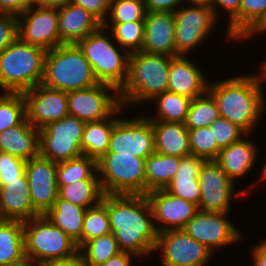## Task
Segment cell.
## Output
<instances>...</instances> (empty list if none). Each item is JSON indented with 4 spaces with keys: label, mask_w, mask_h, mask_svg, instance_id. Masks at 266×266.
<instances>
[{
    "label": "cell",
    "mask_w": 266,
    "mask_h": 266,
    "mask_svg": "<svg viewBox=\"0 0 266 266\" xmlns=\"http://www.w3.org/2000/svg\"><path fill=\"white\" fill-rule=\"evenodd\" d=\"M107 211L121 252L143 255L155 251L158 231L148 218L153 214L146 195L107 194Z\"/></svg>",
    "instance_id": "1"
},
{
    "label": "cell",
    "mask_w": 266,
    "mask_h": 266,
    "mask_svg": "<svg viewBox=\"0 0 266 266\" xmlns=\"http://www.w3.org/2000/svg\"><path fill=\"white\" fill-rule=\"evenodd\" d=\"M262 80L260 75H248L208 85V92L215 99L220 116L245 134L254 127L264 109Z\"/></svg>",
    "instance_id": "2"
},
{
    "label": "cell",
    "mask_w": 266,
    "mask_h": 266,
    "mask_svg": "<svg viewBox=\"0 0 266 266\" xmlns=\"http://www.w3.org/2000/svg\"><path fill=\"white\" fill-rule=\"evenodd\" d=\"M47 51L17 38L0 53V87L24 93L42 83Z\"/></svg>",
    "instance_id": "3"
},
{
    "label": "cell",
    "mask_w": 266,
    "mask_h": 266,
    "mask_svg": "<svg viewBox=\"0 0 266 266\" xmlns=\"http://www.w3.org/2000/svg\"><path fill=\"white\" fill-rule=\"evenodd\" d=\"M172 58L143 51L130 53L128 78L119 91L121 105L150 100L166 92Z\"/></svg>",
    "instance_id": "4"
},
{
    "label": "cell",
    "mask_w": 266,
    "mask_h": 266,
    "mask_svg": "<svg viewBox=\"0 0 266 266\" xmlns=\"http://www.w3.org/2000/svg\"><path fill=\"white\" fill-rule=\"evenodd\" d=\"M42 84L70 92L98 84L91 65L76 44H62L47 51Z\"/></svg>",
    "instance_id": "5"
},
{
    "label": "cell",
    "mask_w": 266,
    "mask_h": 266,
    "mask_svg": "<svg viewBox=\"0 0 266 266\" xmlns=\"http://www.w3.org/2000/svg\"><path fill=\"white\" fill-rule=\"evenodd\" d=\"M26 260L40 264L67 259L79 253L77 243L50 222L45 215L23 222Z\"/></svg>",
    "instance_id": "6"
},
{
    "label": "cell",
    "mask_w": 266,
    "mask_h": 266,
    "mask_svg": "<svg viewBox=\"0 0 266 266\" xmlns=\"http://www.w3.org/2000/svg\"><path fill=\"white\" fill-rule=\"evenodd\" d=\"M102 26L90 33L76 45L91 65L98 83L122 89L128 78L129 53L120 54L102 33Z\"/></svg>",
    "instance_id": "7"
},
{
    "label": "cell",
    "mask_w": 266,
    "mask_h": 266,
    "mask_svg": "<svg viewBox=\"0 0 266 266\" xmlns=\"http://www.w3.org/2000/svg\"><path fill=\"white\" fill-rule=\"evenodd\" d=\"M146 159L133 155L107 152L97 161L103 176L100 185L104 194L145 195Z\"/></svg>",
    "instance_id": "8"
},
{
    "label": "cell",
    "mask_w": 266,
    "mask_h": 266,
    "mask_svg": "<svg viewBox=\"0 0 266 266\" xmlns=\"http://www.w3.org/2000/svg\"><path fill=\"white\" fill-rule=\"evenodd\" d=\"M85 125L71 115L46 125L39 130V155L56 163L81 156Z\"/></svg>",
    "instance_id": "9"
},
{
    "label": "cell",
    "mask_w": 266,
    "mask_h": 266,
    "mask_svg": "<svg viewBox=\"0 0 266 266\" xmlns=\"http://www.w3.org/2000/svg\"><path fill=\"white\" fill-rule=\"evenodd\" d=\"M109 90L119 94L115 87L104 83L67 92L69 115L85 123L110 117L121 106V102L119 96L112 97Z\"/></svg>",
    "instance_id": "10"
},
{
    "label": "cell",
    "mask_w": 266,
    "mask_h": 266,
    "mask_svg": "<svg viewBox=\"0 0 266 266\" xmlns=\"http://www.w3.org/2000/svg\"><path fill=\"white\" fill-rule=\"evenodd\" d=\"M107 152H116L147 159L155 152L152 121L147 117L118 120L110 137Z\"/></svg>",
    "instance_id": "11"
},
{
    "label": "cell",
    "mask_w": 266,
    "mask_h": 266,
    "mask_svg": "<svg viewBox=\"0 0 266 266\" xmlns=\"http://www.w3.org/2000/svg\"><path fill=\"white\" fill-rule=\"evenodd\" d=\"M158 249L163 251V266H205L212 253L183 229L158 233L154 250Z\"/></svg>",
    "instance_id": "12"
},
{
    "label": "cell",
    "mask_w": 266,
    "mask_h": 266,
    "mask_svg": "<svg viewBox=\"0 0 266 266\" xmlns=\"http://www.w3.org/2000/svg\"><path fill=\"white\" fill-rule=\"evenodd\" d=\"M18 17V38L22 42L46 51L62 45L58 32V9L32 6Z\"/></svg>",
    "instance_id": "13"
},
{
    "label": "cell",
    "mask_w": 266,
    "mask_h": 266,
    "mask_svg": "<svg viewBox=\"0 0 266 266\" xmlns=\"http://www.w3.org/2000/svg\"><path fill=\"white\" fill-rule=\"evenodd\" d=\"M23 95L27 120L39 130L69 115L67 92L40 83Z\"/></svg>",
    "instance_id": "14"
},
{
    "label": "cell",
    "mask_w": 266,
    "mask_h": 266,
    "mask_svg": "<svg viewBox=\"0 0 266 266\" xmlns=\"http://www.w3.org/2000/svg\"><path fill=\"white\" fill-rule=\"evenodd\" d=\"M174 19L176 53L183 55L204 40L212 30L216 16L211 7L195 5L178 9Z\"/></svg>",
    "instance_id": "15"
},
{
    "label": "cell",
    "mask_w": 266,
    "mask_h": 266,
    "mask_svg": "<svg viewBox=\"0 0 266 266\" xmlns=\"http://www.w3.org/2000/svg\"><path fill=\"white\" fill-rule=\"evenodd\" d=\"M200 211L228 213L234 189V182L214 160L205 161L199 175Z\"/></svg>",
    "instance_id": "16"
},
{
    "label": "cell",
    "mask_w": 266,
    "mask_h": 266,
    "mask_svg": "<svg viewBox=\"0 0 266 266\" xmlns=\"http://www.w3.org/2000/svg\"><path fill=\"white\" fill-rule=\"evenodd\" d=\"M226 214L199 210L183 230L212 252L216 247L229 245L242 238L239 230L224 218Z\"/></svg>",
    "instance_id": "17"
},
{
    "label": "cell",
    "mask_w": 266,
    "mask_h": 266,
    "mask_svg": "<svg viewBox=\"0 0 266 266\" xmlns=\"http://www.w3.org/2000/svg\"><path fill=\"white\" fill-rule=\"evenodd\" d=\"M57 163L40 155L26 161L25 174L34 209L44 215L58 197L56 177Z\"/></svg>",
    "instance_id": "18"
},
{
    "label": "cell",
    "mask_w": 266,
    "mask_h": 266,
    "mask_svg": "<svg viewBox=\"0 0 266 266\" xmlns=\"http://www.w3.org/2000/svg\"><path fill=\"white\" fill-rule=\"evenodd\" d=\"M158 233L172 229H183L199 211L198 205L168 193L165 189L152 190L146 193ZM170 226H166L165 224Z\"/></svg>",
    "instance_id": "19"
},
{
    "label": "cell",
    "mask_w": 266,
    "mask_h": 266,
    "mask_svg": "<svg viewBox=\"0 0 266 266\" xmlns=\"http://www.w3.org/2000/svg\"><path fill=\"white\" fill-rule=\"evenodd\" d=\"M141 51L176 57L175 19L170 12H147L144 19V41Z\"/></svg>",
    "instance_id": "20"
},
{
    "label": "cell",
    "mask_w": 266,
    "mask_h": 266,
    "mask_svg": "<svg viewBox=\"0 0 266 266\" xmlns=\"http://www.w3.org/2000/svg\"><path fill=\"white\" fill-rule=\"evenodd\" d=\"M0 215L3 220L28 221L40 214L31 200L29 181L24 173L16 180L0 186Z\"/></svg>",
    "instance_id": "21"
},
{
    "label": "cell",
    "mask_w": 266,
    "mask_h": 266,
    "mask_svg": "<svg viewBox=\"0 0 266 266\" xmlns=\"http://www.w3.org/2000/svg\"><path fill=\"white\" fill-rule=\"evenodd\" d=\"M101 26L94 15L71 2L58 9V32L62 44H77Z\"/></svg>",
    "instance_id": "22"
},
{
    "label": "cell",
    "mask_w": 266,
    "mask_h": 266,
    "mask_svg": "<svg viewBox=\"0 0 266 266\" xmlns=\"http://www.w3.org/2000/svg\"><path fill=\"white\" fill-rule=\"evenodd\" d=\"M184 56L171 59L167 91L193 99L205 94L209 84L201 70Z\"/></svg>",
    "instance_id": "23"
},
{
    "label": "cell",
    "mask_w": 266,
    "mask_h": 266,
    "mask_svg": "<svg viewBox=\"0 0 266 266\" xmlns=\"http://www.w3.org/2000/svg\"><path fill=\"white\" fill-rule=\"evenodd\" d=\"M0 152L24 161L39 156V129L26 118L21 124L0 132Z\"/></svg>",
    "instance_id": "24"
},
{
    "label": "cell",
    "mask_w": 266,
    "mask_h": 266,
    "mask_svg": "<svg viewBox=\"0 0 266 266\" xmlns=\"http://www.w3.org/2000/svg\"><path fill=\"white\" fill-rule=\"evenodd\" d=\"M206 160L195 155L181 157L179 168L165 190L182 199L199 204L200 183L198 175Z\"/></svg>",
    "instance_id": "25"
},
{
    "label": "cell",
    "mask_w": 266,
    "mask_h": 266,
    "mask_svg": "<svg viewBox=\"0 0 266 266\" xmlns=\"http://www.w3.org/2000/svg\"><path fill=\"white\" fill-rule=\"evenodd\" d=\"M152 126L156 153L179 157L191 155L189 131L184 123L152 121Z\"/></svg>",
    "instance_id": "26"
},
{
    "label": "cell",
    "mask_w": 266,
    "mask_h": 266,
    "mask_svg": "<svg viewBox=\"0 0 266 266\" xmlns=\"http://www.w3.org/2000/svg\"><path fill=\"white\" fill-rule=\"evenodd\" d=\"M256 146L248 140H239L220 149L214 160L224 173L234 182L235 178L245 175L256 162Z\"/></svg>",
    "instance_id": "27"
},
{
    "label": "cell",
    "mask_w": 266,
    "mask_h": 266,
    "mask_svg": "<svg viewBox=\"0 0 266 266\" xmlns=\"http://www.w3.org/2000/svg\"><path fill=\"white\" fill-rule=\"evenodd\" d=\"M85 212L86 208L57 197L54 205L44 215L80 248Z\"/></svg>",
    "instance_id": "28"
},
{
    "label": "cell",
    "mask_w": 266,
    "mask_h": 266,
    "mask_svg": "<svg viewBox=\"0 0 266 266\" xmlns=\"http://www.w3.org/2000/svg\"><path fill=\"white\" fill-rule=\"evenodd\" d=\"M25 260L23 222L2 220L0 223V266H12Z\"/></svg>",
    "instance_id": "29"
},
{
    "label": "cell",
    "mask_w": 266,
    "mask_h": 266,
    "mask_svg": "<svg viewBox=\"0 0 266 266\" xmlns=\"http://www.w3.org/2000/svg\"><path fill=\"white\" fill-rule=\"evenodd\" d=\"M121 107L106 119L86 123L81 142L83 155L99 161L107 153L113 126L119 120L112 117L121 111Z\"/></svg>",
    "instance_id": "30"
},
{
    "label": "cell",
    "mask_w": 266,
    "mask_h": 266,
    "mask_svg": "<svg viewBox=\"0 0 266 266\" xmlns=\"http://www.w3.org/2000/svg\"><path fill=\"white\" fill-rule=\"evenodd\" d=\"M181 157L152 153L145 165V195L152 190L165 189L173 180Z\"/></svg>",
    "instance_id": "31"
},
{
    "label": "cell",
    "mask_w": 266,
    "mask_h": 266,
    "mask_svg": "<svg viewBox=\"0 0 266 266\" xmlns=\"http://www.w3.org/2000/svg\"><path fill=\"white\" fill-rule=\"evenodd\" d=\"M103 195L99 179H83L68 185L58 186L59 198L86 209L98 205L102 201Z\"/></svg>",
    "instance_id": "32"
},
{
    "label": "cell",
    "mask_w": 266,
    "mask_h": 266,
    "mask_svg": "<svg viewBox=\"0 0 266 266\" xmlns=\"http://www.w3.org/2000/svg\"><path fill=\"white\" fill-rule=\"evenodd\" d=\"M120 252L112 232L93 238L79 248V254L85 266H100Z\"/></svg>",
    "instance_id": "33"
},
{
    "label": "cell",
    "mask_w": 266,
    "mask_h": 266,
    "mask_svg": "<svg viewBox=\"0 0 266 266\" xmlns=\"http://www.w3.org/2000/svg\"><path fill=\"white\" fill-rule=\"evenodd\" d=\"M97 161L86 155H81L67 161L57 163V186L68 185L83 179H98L94 173Z\"/></svg>",
    "instance_id": "34"
},
{
    "label": "cell",
    "mask_w": 266,
    "mask_h": 266,
    "mask_svg": "<svg viewBox=\"0 0 266 266\" xmlns=\"http://www.w3.org/2000/svg\"><path fill=\"white\" fill-rule=\"evenodd\" d=\"M153 99L158 100L157 117L151 121L185 123L191 98L172 93L169 91L156 95Z\"/></svg>",
    "instance_id": "35"
},
{
    "label": "cell",
    "mask_w": 266,
    "mask_h": 266,
    "mask_svg": "<svg viewBox=\"0 0 266 266\" xmlns=\"http://www.w3.org/2000/svg\"><path fill=\"white\" fill-rule=\"evenodd\" d=\"M219 117L220 114L217 103L213 96L207 91L202 96L191 99L184 124L188 130L207 127Z\"/></svg>",
    "instance_id": "36"
},
{
    "label": "cell",
    "mask_w": 266,
    "mask_h": 266,
    "mask_svg": "<svg viewBox=\"0 0 266 266\" xmlns=\"http://www.w3.org/2000/svg\"><path fill=\"white\" fill-rule=\"evenodd\" d=\"M111 231L107 211V194H104L102 201L98 205L86 209L83 220L82 245L93 238L106 235Z\"/></svg>",
    "instance_id": "37"
},
{
    "label": "cell",
    "mask_w": 266,
    "mask_h": 266,
    "mask_svg": "<svg viewBox=\"0 0 266 266\" xmlns=\"http://www.w3.org/2000/svg\"><path fill=\"white\" fill-rule=\"evenodd\" d=\"M26 118L23 93H4L0 96V132L21 124Z\"/></svg>",
    "instance_id": "38"
},
{
    "label": "cell",
    "mask_w": 266,
    "mask_h": 266,
    "mask_svg": "<svg viewBox=\"0 0 266 266\" xmlns=\"http://www.w3.org/2000/svg\"><path fill=\"white\" fill-rule=\"evenodd\" d=\"M266 11V0H241L240 13L229 22L228 36L240 38Z\"/></svg>",
    "instance_id": "39"
},
{
    "label": "cell",
    "mask_w": 266,
    "mask_h": 266,
    "mask_svg": "<svg viewBox=\"0 0 266 266\" xmlns=\"http://www.w3.org/2000/svg\"><path fill=\"white\" fill-rule=\"evenodd\" d=\"M111 32L119 46L125 49V53L141 51L144 41V21L112 23Z\"/></svg>",
    "instance_id": "40"
},
{
    "label": "cell",
    "mask_w": 266,
    "mask_h": 266,
    "mask_svg": "<svg viewBox=\"0 0 266 266\" xmlns=\"http://www.w3.org/2000/svg\"><path fill=\"white\" fill-rule=\"evenodd\" d=\"M188 131L191 155L204 158L206 161L215 160L220 148L216 144L210 127H200Z\"/></svg>",
    "instance_id": "41"
},
{
    "label": "cell",
    "mask_w": 266,
    "mask_h": 266,
    "mask_svg": "<svg viewBox=\"0 0 266 266\" xmlns=\"http://www.w3.org/2000/svg\"><path fill=\"white\" fill-rule=\"evenodd\" d=\"M109 9L111 23L144 21L147 13L143 0H111Z\"/></svg>",
    "instance_id": "42"
},
{
    "label": "cell",
    "mask_w": 266,
    "mask_h": 266,
    "mask_svg": "<svg viewBox=\"0 0 266 266\" xmlns=\"http://www.w3.org/2000/svg\"><path fill=\"white\" fill-rule=\"evenodd\" d=\"M217 146L222 149L228 147L232 143L238 142L245 134L241 129L236 127L232 122L224 117H219L210 126Z\"/></svg>",
    "instance_id": "43"
},
{
    "label": "cell",
    "mask_w": 266,
    "mask_h": 266,
    "mask_svg": "<svg viewBox=\"0 0 266 266\" xmlns=\"http://www.w3.org/2000/svg\"><path fill=\"white\" fill-rule=\"evenodd\" d=\"M26 161L0 152V186L7 184V181L16 180L25 173Z\"/></svg>",
    "instance_id": "44"
},
{
    "label": "cell",
    "mask_w": 266,
    "mask_h": 266,
    "mask_svg": "<svg viewBox=\"0 0 266 266\" xmlns=\"http://www.w3.org/2000/svg\"><path fill=\"white\" fill-rule=\"evenodd\" d=\"M18 38V17L0 13V53Z\"/></svg>",
    "instance_id": "45"
},
{
    "label": "cell",
    "mask_w": 266,
    "mask_h": 266,
    "mask_svg": "<svg viewBox=\"0 0 266 266\" xmlns=\"http://www.w3.org/2000/svg\"><path fill=\"white\" fill-rule=\"evenodd\" d=\"M111 0H70L71 3L83 7L94 15L101 23L102 27L108 26L106 14L109 13Z\"/></svg>",
    "instance_id": "46"
},
{
    "label": "cell",
    "mask_w": 266,
    "mask_h": 266,
    "mask_svg": "<svg viewBox=\"0 0 266 266\" xmlns=\"http://www.w3.org/2000/svg\"><path fill=\"white\" fill-rule=\"evenodd\" d=\"M30 7H32L31 0H0V13L17 17Z\"/></svg>",
    "instance_id": "47"
},
{
    "label": "cell",
    "mask_w": 266,
    "mask_h": 266,
    "mask_svg": "<svg viewBox=\"0 0 266 266\" xmlns=\"http://www.w3.org/2000/svg\"><path fill=\"white\" fill-rule=\"evenodd\" d=\"M147 12H170L176 11V5L182 4L184 0H143ZM175 9V10H174Z\"/></svg>",
    "instance_id": "48"
},
{
    "label": "cell",
    "mask_w": 266,
    "mask_h": 266,
    "mask_svg": "<svg viewBox=\"0 0 266 266\" xmlns=\"http://www.w3.org/2000/svg\"><path fill=\"white\" fill-rule=\"evenodd\" d=\"M215 3H218V5L229 12L230 22L240 13L241 0H213L211 8L213 9L214 15L217 16Z\"/></svg>",
    "instance_id": "49"
},
{
    "label": "cell",
    "mask_w": 266,
    "mask_h": 266,
    "mask_svg": "<svg viewBox=\"0 0 266 266\" xmlns=\"http://www.w3.org/2000/svg\"><path fill=\"white\" fill-rule=\"evenodd\" d=\"M36 266H85L83 264L82 258L80 254L67 258V259H59V260H50L45 261Z\"/></svg>",
    "instance_id": "50"
},
{
    "label": "cell",
    "mask_w": 266,
    "mask_h": 266,
    "mask_svg": "<svg viewBox=\"0 0 266 266\" xmlns=\"http://www.w3.org/2000/svg\"><path fill=\"white\" fill-rule=\"evenodd\" d=\"M131 254L127 252H120L114 257H111L107 262L100 266H130Z\"/></svg>",
    "instance_id": "51"
},
{
    "label": "cell",
    "mask_w": 266,
    "mask_h": 266,
    "mask_svg": "<svg viewBox=\"0 0 266 266\" xmlns=\"http://www.w3.org/2000/svg\"><path fill=\"white\" fill-rule=\"evenodd\" d=\"M254 266H266V241L253 249Z\"/></svg>",
    "instance_id": "52"
},
{
    "label": "cell",
    "mask_w": 266,
    "mask_h": 266,
    "mask_svg": "<svg viewBox=\"0 0 266 266\" xmlns=\"http://www.w3.org/2000/svg\"><path fill=\"white\" fill-rule=\"evenodd\" d=\"M266 31V11L256 20V22L240 37L249 38L256 32Z\"/></svg>",
    "instance_id": "53"
},
{
    "label": "cell",
    "mask_w": 266,
    "mask_h": 266,
    "mask_svg": "<svg viewBox=\"0 0 266 266\" xmlns=\"http://www.w3.org/2000/svg\"><path fill=\"white\" fill-rule=\"evenodd\" d=\"M70 0H31L32 6L38 5L46 8L60 9L67 5Z\"/></svg>",
    "instance_id": "54"
},
{
    "label": "cell",
    "mask_w": 266,
    "mask_h": 266,
    "mask_svg": "<svg viewBox=\"0 0 266 266\" xmlns=\"http://www.w3.org/2000/svg\"><path fill=\"white\" fill-rule=\"evenodd\" d=\"M189 1V0H188ZM194 5L212 7L213 0H190Z\"/></svg>",
    "instance_id": "55"
},
{
    "label": "cell",
    "mask_w": 266,
    "mask_h": 266,
    "mask_svg": "<svg viewBox=\"0 0 266 266\" xmlns=\"http://www.w3.org/2000/svg\"><path fill=\"white\" fill-rule=\"evenodd\" d=\"M12 266H36V265H34V263H32L29 260H25L22 263H19V264H16V265H12Z\"/></svg>",
    "instance_id": "56"
},
{
    "label": "cell",
    "mask_w": 266,
    "mask_h": 266,
    "mask_svg": "<svg viewBox=\"0 0 266 266\" xmlns=\"http://www.w3.org/2000/svg\"><path fill=\"white\" fill-rule=\"evenodd\" d=\"M262 67H263L264 73L262 72L261 77L265 79V77H266V62Z\"/></svg>",
    "instance_id": "57"
},
{
    "label": "cell",
    "mask_w": 266,
    "mask_h": 266,
    "mask_svg": "<svg viewBox=\"0 0 266 266\" xmlns=\"http://www.w3.org/2000/svg\"><path fill=\"white\" fill-rule=\"evenodd\" d=\"M262 176H264V178H266V165H265V167L263 169V175Z\"/></svg>",
    "instance_id": "58"
}]
</instances>
